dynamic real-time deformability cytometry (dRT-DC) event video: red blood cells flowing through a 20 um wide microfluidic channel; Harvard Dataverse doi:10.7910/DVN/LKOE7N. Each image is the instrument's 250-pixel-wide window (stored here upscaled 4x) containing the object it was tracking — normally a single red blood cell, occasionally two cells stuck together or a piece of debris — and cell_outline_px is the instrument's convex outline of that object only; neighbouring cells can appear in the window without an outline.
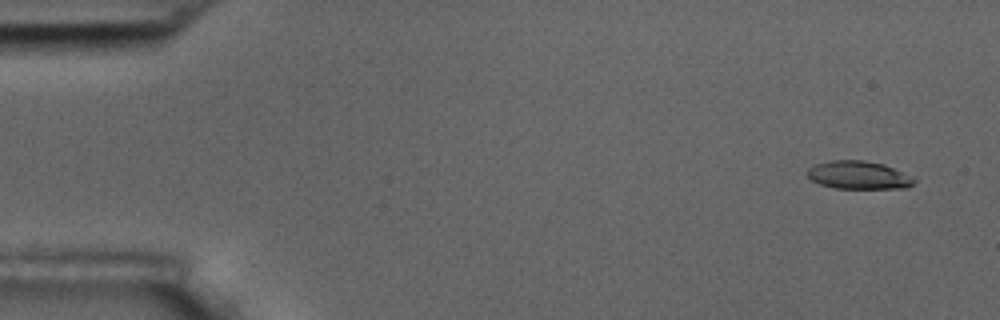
{"species": "common noctule bat (a hibernating species)", "species_latin": "Nyctalus noctula", "temperature_condition": "room temperature", "stored_images_in_passage": 8, "camera_frame_rate_fps": 3000, "um_per_image_px": 0.085, "animal": {"sex": "male", "body_mass_g": 17.5, "forearm_length_mm": 52.3}, "frame": {"image": 1, "passage_image": 2, "time_ms": 1.0, "image_size_px": [1000, 320], "cell_outline_px": [[916, 180], [908, 188], [836, 188], [820, 184], [812, 180], [808, 176], [808, 168], [816, 164], [832, 160], [864, 160], [880, 164], [892, 168]], "centroid_in_image_um": [72.93, 14.89], "position_along_channel_um": 12.1, "area_um2": 16.99}}
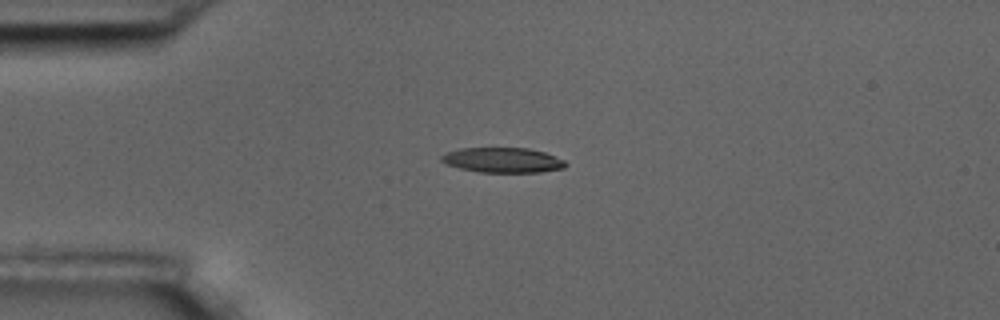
{"frame": {"image": 2, "passage_image": 5, "time_ms": 4.667, "image_size_px": [1000, 320], "cell_outline_px": [[568, 164], [564, 168], [540, 172], [480, 172], [460, 168], [448, 164], [440, 160], [440, 156], [444, 152], [460, 148], [528, 148], [544, 152], [564, 160]], "centroid_in_image_um": [42.72, 13.6], "position_along_channel_um": 42.3, "area_um2": 18.09}}